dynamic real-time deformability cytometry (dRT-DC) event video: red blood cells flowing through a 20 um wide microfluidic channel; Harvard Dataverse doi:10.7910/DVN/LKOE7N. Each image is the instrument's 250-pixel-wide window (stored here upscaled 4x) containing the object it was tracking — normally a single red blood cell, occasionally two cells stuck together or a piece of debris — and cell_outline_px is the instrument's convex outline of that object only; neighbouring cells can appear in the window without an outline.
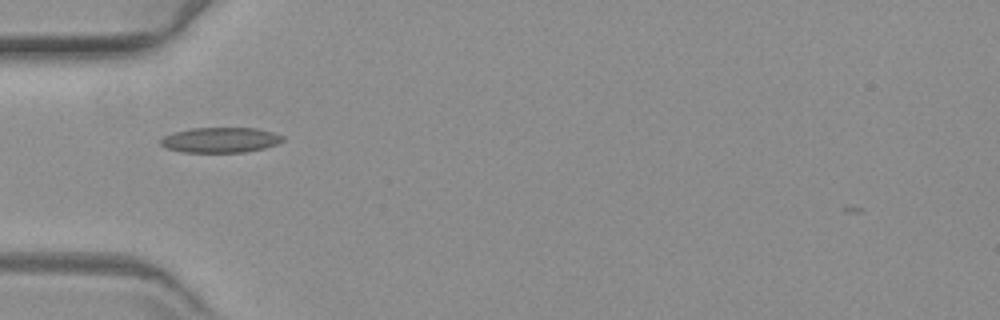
{"species": "common noctule bat (a hibernating species)", "species_latin": "Nyctalus noctula", "temperature_condition": "warm", "stored_images_in_passage": 38, "camera_frame_rate_fps": 3000, "um_per_image_px": 0.085, "animal": {"sex": "female", "body_mass_g": 19.3, "forearm_length_mm": 54.1}, "frame": {"image": 1, "passage_image": 1, "time_ms": 0.0, "image_size_px": [1000, 320], "cell_outline_px": [[284, 140], [276, 144], [264, 148], [244, 152], [184, 152], [168, 148], [160, 144], [160, 140], [164, 136], [172, 132], [192, 128], [256, 128], [272, 132], [284, 136]], "centroid_in_image_um": [18.73, 11.89], "position_along_channel_um": 66.3, "area_um2": 17.86}}
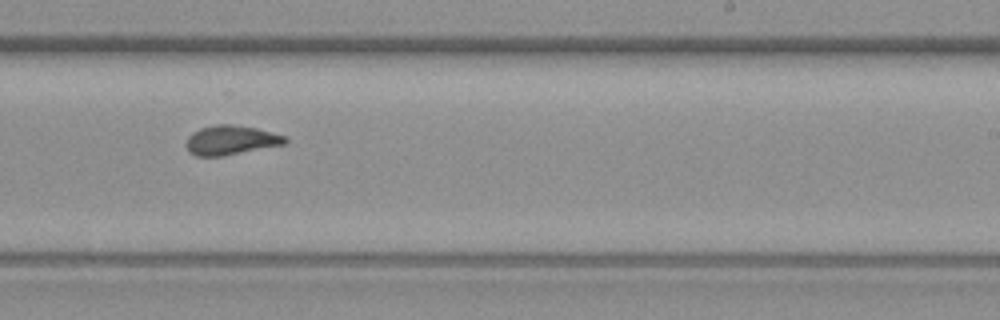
{"frame": {"image": 2, "passage_image": 18, "time_ms": 5.667, "image_size_px": [1000, 320], "cell_outline_px": [[288, 140], [284, 144], [220, 156], [196, 156], [188, 152], [188, 136], [192, 132], [200, 128], [216, 124], [232, 124], [256, 128], [288, 136]], "centroid_in_image_um": [19.63, 11.9], "position_along_channel_um": 269.4, "area_um2": 16.76}}
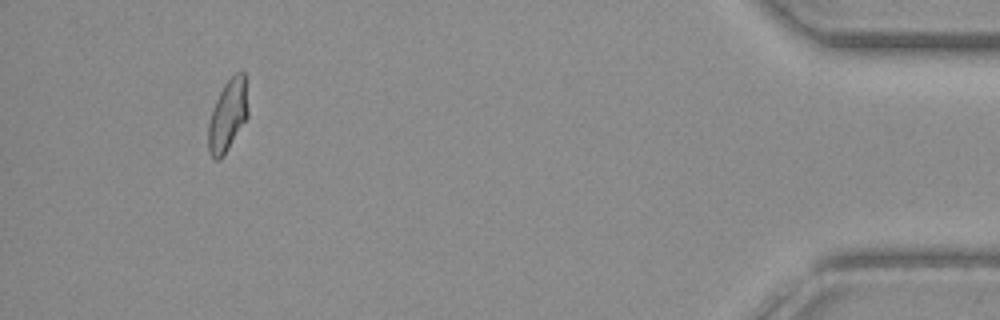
{"frame": {"image": 3, "passage_image": 36, "time_ms": 11.667, "image_size_px": [1000, 320], "cell_outline_px": [[248, 116], [228, 148], [220, 160], [216, 160], [208, 152], [208, 124], [212, 108], [224, 84], [236, 72], [244, 72], [248, 108]], "centroid_in_image_um": [19.34, 9.81], "position_along_channel_um": 415.9, "area_um2": 16.42}}